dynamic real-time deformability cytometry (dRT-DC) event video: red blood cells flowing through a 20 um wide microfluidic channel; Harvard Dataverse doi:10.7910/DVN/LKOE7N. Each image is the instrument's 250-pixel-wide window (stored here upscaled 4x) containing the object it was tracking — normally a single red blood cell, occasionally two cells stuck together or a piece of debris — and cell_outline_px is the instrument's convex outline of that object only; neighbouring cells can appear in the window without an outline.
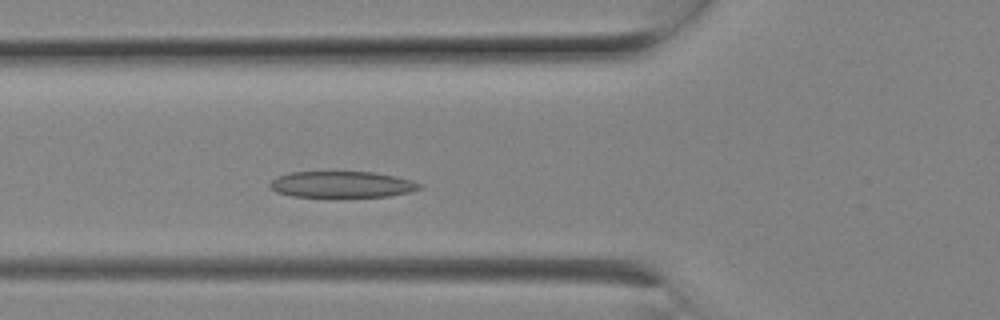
{"species": "Egyptian fruit bat (a non-hibernating species)", "species_latin": "Rousettus aegyptiacus", "temperature_condition": "room temperature", "stored_images_in_passage": 5, "camera_frame_rate_fps": 3000, "um_per_image_px": 0.085, "animal": {"sex": "female"}, "frame": {"image": 1, "passage_image": 5, "time_ms": 1.333, "image_size_px": [1000, 320], "cell_outline_px": [[424, 188], [412, 192], [388, 196], [292, 196], [276, 192], [268, 184], [276, 176], [292, 172], [372, 172], [396, 176], [412, 180], [424, 184]], "centroid_in_image_um": [29.12, 15.67], "position_along_channel_um": 96.7, "area_um2": 22.89}}